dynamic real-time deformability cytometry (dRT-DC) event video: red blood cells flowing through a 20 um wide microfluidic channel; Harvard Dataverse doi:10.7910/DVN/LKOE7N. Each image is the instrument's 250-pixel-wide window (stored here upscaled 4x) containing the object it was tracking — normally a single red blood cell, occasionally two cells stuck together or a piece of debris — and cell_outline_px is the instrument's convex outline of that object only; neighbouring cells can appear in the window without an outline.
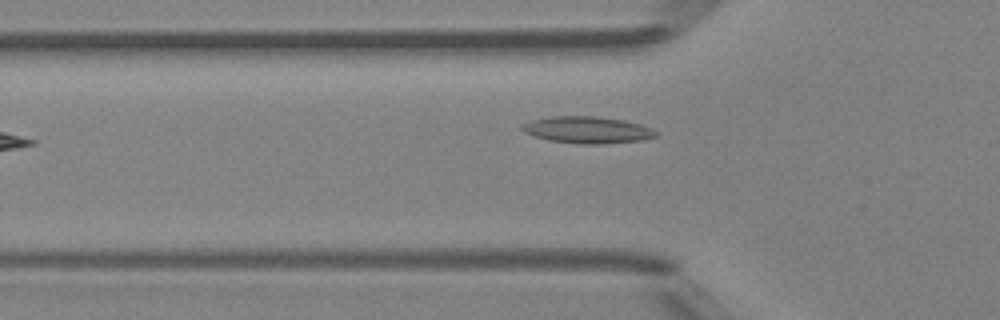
{"species": "Egyptian fruit bat (a non-hibernating species)", "species_latin": "Rousettus aegyptiacus", "temperature_condition": "room temperature", "stored_images_in_passage": 26, "camera_frame_rate_fps": 3000, "um_per_image_px": 0.085, "animal": {"sex": "female"}, "frame": {"image": 1, "passage_image": 2, "time_ms": 0.333, "image_size_px": [1000, 320], "cell_outline_px": [[656, 136], [640, 140], [596, 144], [580, 144], [548, 140], [524, 132], [520, 128], [520, 124], [532, 120], [552, 116], [596, 116], [624, 120], [640, 124], [656, 132]], "centroid_in_image_um": [49.86, 11.03], "position_along_channel_um": 75.9, "area_um2": 20.63}}
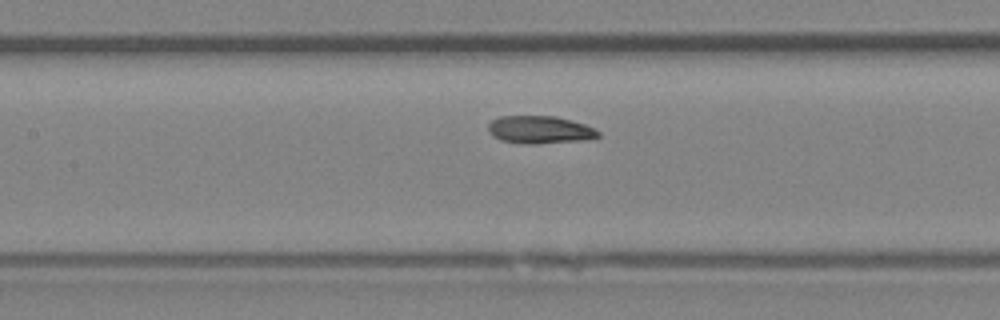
{"frame": {"image": 2, "passage_image": 8, "time_ms": 2.333, "image_size_px": [1000, 320], "cell_outline_px": [[600, 136], [592, 140], [536, 144], [524, 144], [500, 140], [492, 136], [488, 132], [488, 124], [492, 120], [500, 116], [556, 116], [584, 124], [600, 132]], "centroid_in_image_um": [45.89, 11.04], "position_along_channel_um": 161.5, "area_um2": 18.03}}
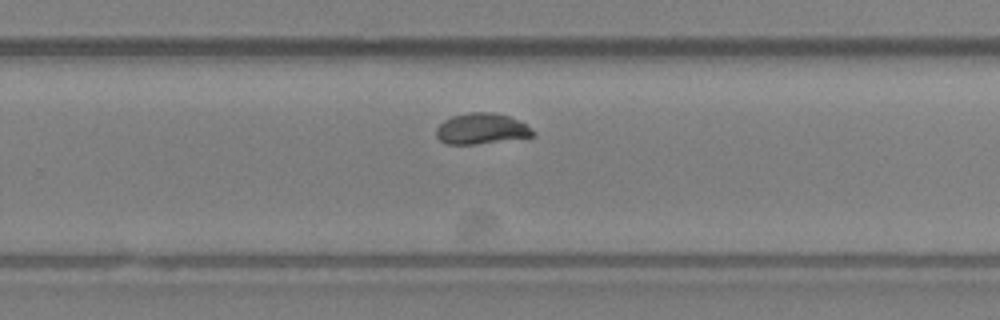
{"frame": {"image": 3, "passage_image": 17, "time_ms": 5.333, "image_size_px": [1000, 320], "cell_outline_px": [[536, 132], [532, 136], [476, 144], [448, 144], [440, 140], [436, 136], [436, 128], [444, 120], [452, 116], [468, 112], [492, 112], [508, 116], [532, 128]], "centroid_in_image_um": [40.89, 10.93], "position_along_channel_um": 288.9, "area_um2": 17.17}, "authors_computed_cell_mechanics": {"area_um2": 17.4556, "velocity_mm_per_s": 4.2763, "shape_relaxation_time_tau1_ms": 8.1108, "shape_relaxation_time_tau2_ms": null, "deformation_change_tau1": 0.2968, "deformation_change_tau2": null}}